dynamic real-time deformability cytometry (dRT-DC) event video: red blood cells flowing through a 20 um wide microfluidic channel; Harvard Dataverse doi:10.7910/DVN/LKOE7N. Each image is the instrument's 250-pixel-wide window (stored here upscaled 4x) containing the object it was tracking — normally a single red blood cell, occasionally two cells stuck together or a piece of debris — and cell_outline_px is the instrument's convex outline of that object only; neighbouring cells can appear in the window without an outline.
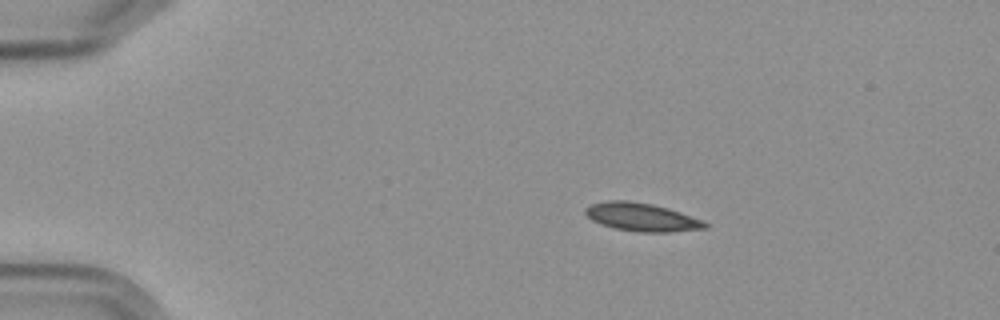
{"species": "Egyptian fruit bat (a non-hibernating species)", "species_latin": "Rousettus aegyptiacus", "temperature_condition": "cold", "stored_images_in_passage": 4, "camera_frame_rate_fps": 3000, "um_per_image_px": 0.085, "frame": {"image": 1, "passage_image": 1, "time_ms": 0.0, "image_size_px": [1000, 320], "cell_outline_px": [[708, 228], [668, 232], [636, 232], [616, 228], [600, 224], [592, 220], [584, 212], [584, 208], [588, 204], [608, 200], [628, 200], [652, 204], [668, 208], [704, 220], [708, 224]], "centroid_in_image_um": [54.53, 18.44], "position_along_channel_um": 30.5, "area_um2": 19.83}}